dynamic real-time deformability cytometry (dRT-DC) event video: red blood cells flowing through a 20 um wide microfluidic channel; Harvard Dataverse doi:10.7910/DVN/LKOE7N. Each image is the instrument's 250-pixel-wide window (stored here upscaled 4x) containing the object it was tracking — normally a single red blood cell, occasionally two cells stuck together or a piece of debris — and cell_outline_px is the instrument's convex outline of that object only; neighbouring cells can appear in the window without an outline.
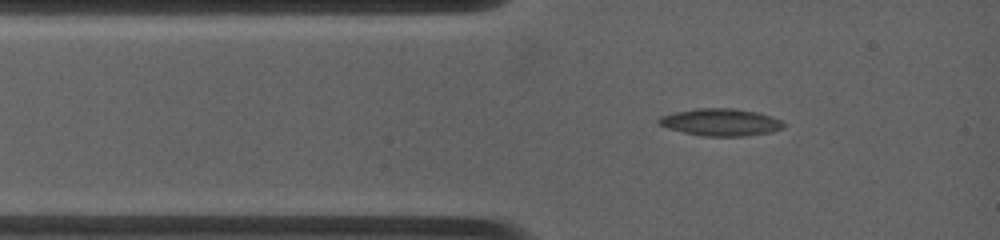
{"species": "common noctule bat (a hibernating species)", "species_latin": "Nyctalus noctula", "temperature_condition": "warm", "stored_images_in_passage": 26, "camera_frame_rate_fps": 4500, "um_per_image_px": 0.085, "animal": {"sex": "female", "body_mass_g": 19.0, "forearm_length_mm": 53.3}, "frame": {"image": 1, "passage_image": 1, "time_ms": 0.0, "image_size_px": [1000, 240], "cell_outline_px": [[784, 128], [772, 132], [748, 136], [700, 136], [668, 128], [656, 124], [656, 120], [660, 116], [672, 112], [696, 108], [732, 108], [756, 112], [772, 116], [780, 120], [784, 124]], "centroid_in_image_um": [61.22, 10.39], "position_along_channel_um": 23.8, "area_um2": 20.06}}
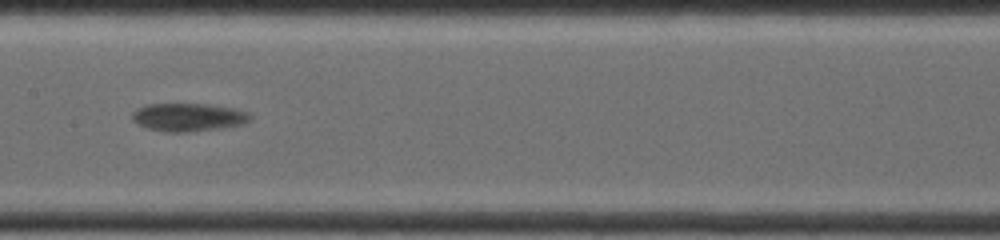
{"frame": {"image": 2, "passage_image": 11, "time_ms": 4.889, "image_size_px": [1000, 240], "cell_outline_px": [[252, 116], [244, 124], [220, 128], [184, 132], [164, 132], [148, 128], [132, 120], [132, 112], [136, 108], [148, 104], [204, 104], [236, 108], [248, 112]], "centroid_in_image_um": [16.0, 9.95], "position_along_channel_um": 191.4, "area_um2": 19.25}}
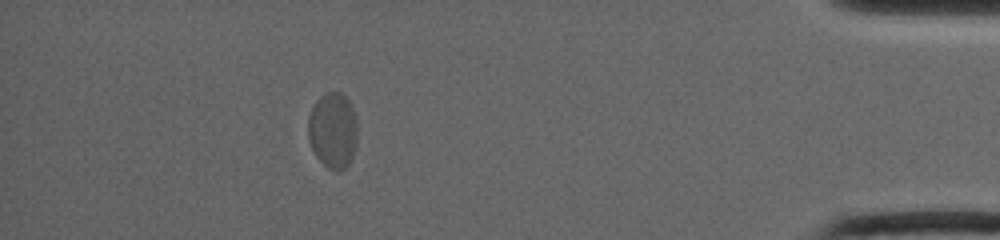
{"frame": {"image": 3, "passage_image": 22, "time_ms": 12.667, "image_size_px": [1000, 240], "cell_outline_px": [[356, 144], [352, 156], [348, 164], [340, 172], [336, 172], [328, 168], [316, 156], [308, 140], [308, 116], [316, 100], [324, 92], [344, 92], [356, 116]], "centroid_in_image_um": [28.28, 11.06], "position_along_channel_um": 406.9, "area_um2": 21.96}}